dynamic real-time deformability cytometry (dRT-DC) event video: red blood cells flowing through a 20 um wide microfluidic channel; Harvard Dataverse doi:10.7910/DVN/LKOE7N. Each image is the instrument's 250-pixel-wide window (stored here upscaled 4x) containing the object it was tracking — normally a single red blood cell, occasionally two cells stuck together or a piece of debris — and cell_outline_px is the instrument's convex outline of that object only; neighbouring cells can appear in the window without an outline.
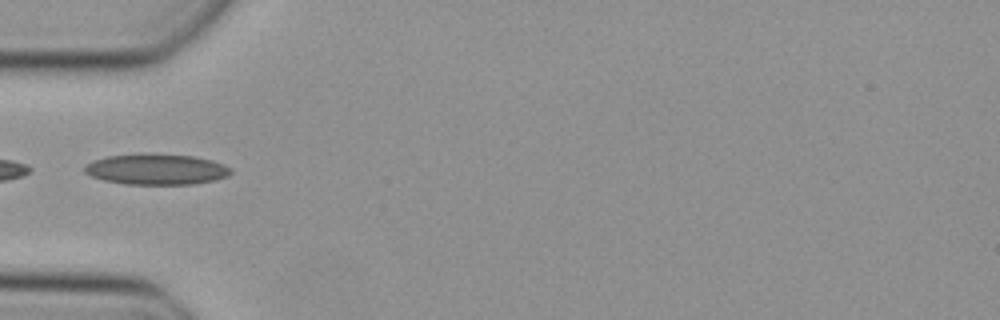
{"species": "Egyptian fruit bat (a non-hibernating species)", "species_latin": "Rousettus aegyptiacus", "temperature_condition": "cold", "stored_images_in_passage": 12, "camera_frame_rate_fps": 3000, "um_per_image_px": 0.085, "animal": {"sex": "female"}, "frame": {"image": 1, "passage_image": 1, "time_ms": 0.0, "image_size_px": [1000, 320], "cell_outline_px": [[232, 172], [228, 176], [212, 180], [192, 184], [124, 184], [104, 180], [92, 176], [84, 172], [84, 168], [92, 160], [108, 156], [192, 156], [212, 160], [224, 164], [232, 168]], "centroid_in_image_um": [13.32, 14.43], "position_along_channel_um": 71.7, "area_um2": 25.2}}
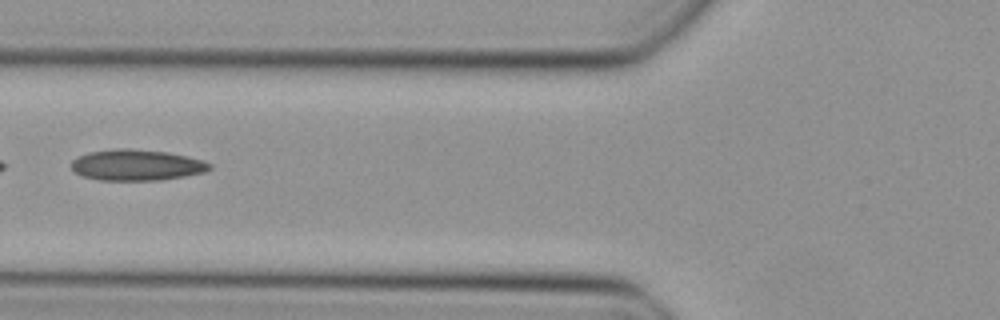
{"frame": {"image": 2, "passage_image": 4, "time_ms": 1.0, "image_size_px": [1000, 320], "cell_outline_px": [[212, 168], [204, 172], [184, 176], [160, 180], [100, 180], [80, 176], [72, 168], [72, 160], [88, 152], [116, 148], [128, 148], [168, 152], [188, 156], [204, 160], [212, 164]], "centroid_in_image_um": [11.63, 14.02], "position_along_channel_um": 114.2, "area_um2": 25.09}}